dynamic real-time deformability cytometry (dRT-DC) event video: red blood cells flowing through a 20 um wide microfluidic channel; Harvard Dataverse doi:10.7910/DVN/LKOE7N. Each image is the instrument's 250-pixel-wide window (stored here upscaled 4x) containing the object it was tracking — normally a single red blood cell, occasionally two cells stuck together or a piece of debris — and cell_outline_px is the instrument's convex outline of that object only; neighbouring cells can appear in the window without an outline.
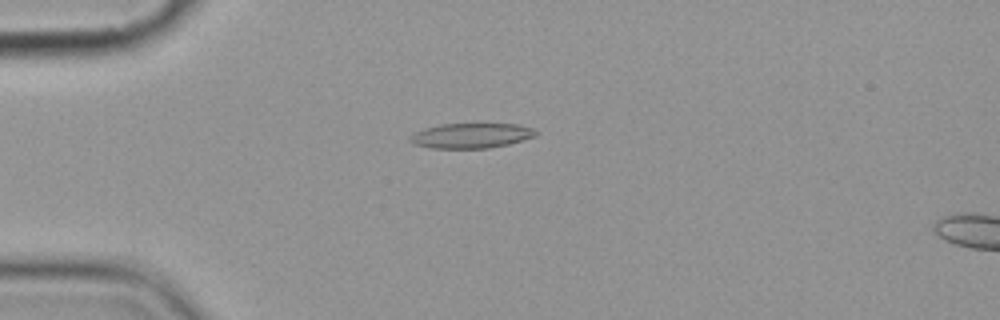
{"species": "common noctule bat (a hibernating species)", "species_latin": "Nyctalus noctula", "temperature_condition": "cold", "stored_images_in_passage": 5, "camera_frame_rate_fps": 3000, "um_per_image_px": 0.085, "animal": {"sex": "female", "body_mass_g": 19.9}, "frame": {"image": 1, "passage_image": 4, "time_ms": 3.667, "image_size_px": [1000, 320], "cell_outline_px": [[536, 136], [508, 144], [488, 148], [428, 148], [412, 144], [408, 140], [416, 132], [424, 128], [440, 124], [516, 124], [532, 128], [536, 132]], "centroid_in_image_um": [40.01, 11.53], "position_along_channel_um": 45.0, "area_um2": 18.21}}